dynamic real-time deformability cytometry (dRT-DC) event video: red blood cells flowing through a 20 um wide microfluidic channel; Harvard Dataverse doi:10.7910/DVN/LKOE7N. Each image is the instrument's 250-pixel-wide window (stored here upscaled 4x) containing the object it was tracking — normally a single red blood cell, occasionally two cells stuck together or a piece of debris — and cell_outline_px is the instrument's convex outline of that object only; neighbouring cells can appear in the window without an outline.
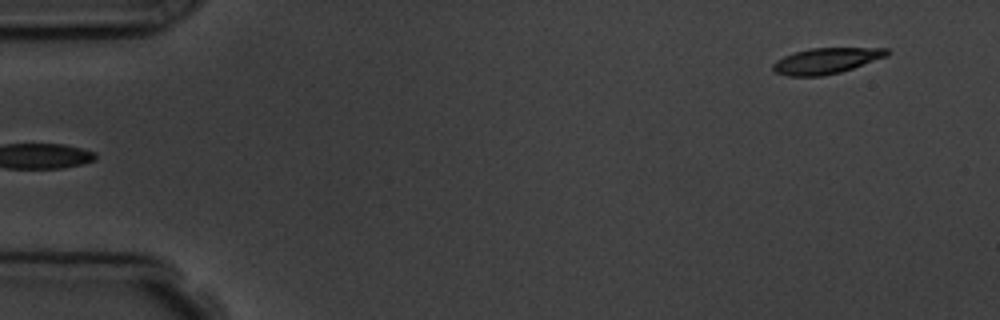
{"species": "common noctule bat (a hibernating species)", "species_latin": "Nyctalus noctula", "temperature_condition": "room temperature", "stored_images_in_passage": 5, "segment_of_instrument_passage": [2, 2], "camera_frame_rate_fps": 3000, "um_per_image_px": 0.085, "animal": {"sex": "male", "body_mass_g": 19.5, "forearm_length_mm": 54.6}, "frame": {"image": 1, "passage_image": 5, "time_ms": 5.333, "image_size_px": [1000, 320], "cell_outline_px": [[888, 56], [840, 72], [820, 76], [788, 76], [776, 72], [772, 68], [772, 64], [776, 60], [784, 56], [796, 52], [812, 48], [888, 48]], "centroid_in_image_um": [70.22, 5.17], "position_along_channel_um": 14.8, "area_um2": 16.94}}